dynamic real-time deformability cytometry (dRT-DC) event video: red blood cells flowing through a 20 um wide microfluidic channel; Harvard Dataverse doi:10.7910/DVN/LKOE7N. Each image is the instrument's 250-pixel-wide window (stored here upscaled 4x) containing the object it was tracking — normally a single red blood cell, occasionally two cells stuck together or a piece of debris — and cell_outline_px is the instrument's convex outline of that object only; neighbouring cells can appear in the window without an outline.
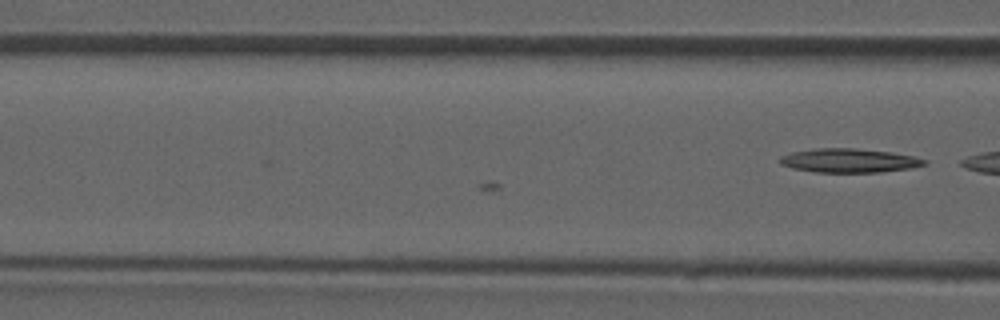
{"species": "common noctule bat (a hibernating species)", "species_latin": "Nyctalus noctula", "temperature_condition": "room temperature", "stored_images_in_passage": 4, "camera_frame_rate_fps": 3000, "um_per_image_px": 0.085, "animal": {"sex": "male", "forearm_length_mm": 52.5}, "frame": {"image": 1, "passage_image": 4, "time_ms": 1.0, "image_size_px": [1000, 320], "cell_outline_px": [[928, 164], [912, 168], [880, 172], [816, 172], [792, 168], [780, 164], [780, 156], [792, 152], [816, 148], [852, 148], [892, 152], [912, 156], [928, 160]], "centroid_in_image_um": [72.2, 13.65], "position_along_channel_um": 94.4, "area_um2": 20.17}}